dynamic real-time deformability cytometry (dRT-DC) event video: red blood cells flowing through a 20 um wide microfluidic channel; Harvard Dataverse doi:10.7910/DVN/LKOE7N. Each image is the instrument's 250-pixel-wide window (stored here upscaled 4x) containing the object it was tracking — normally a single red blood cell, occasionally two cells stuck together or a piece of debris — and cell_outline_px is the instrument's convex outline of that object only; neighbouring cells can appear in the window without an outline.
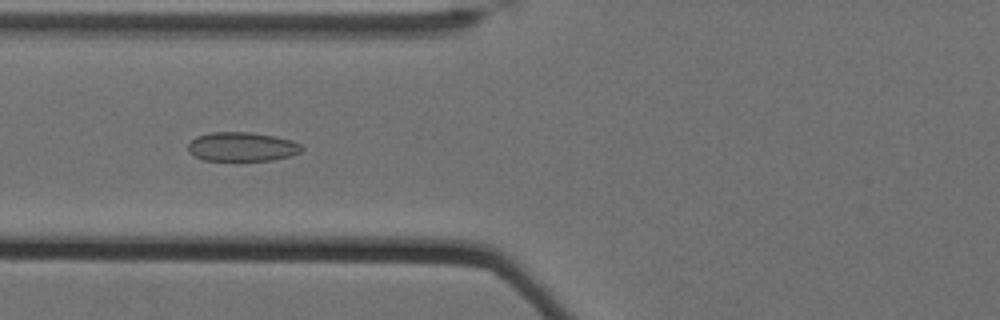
{"species": "Egyptian fruit bat (a non-hibernating species)", "species_latin": "Rousettus aegyptiacus", "temperature_condition": "cold", "stored_images_in_passage": 55, "camera_frame_rate_fps": 3000, "um_per_image_px": 0.085, "animal": {"sex": "female"}, "frame": {"image": 1, "passage_image": 27, "time_ms": 8.667, "image_size_px": [1000, 320], "cell_outline_px": [[304, 148], [300, 152], [292, 156], [272, 160], [204, 160], [188, 152], [188, 144], [196, 136], [212, 132], [248, 132], [272, 136], [292, 140], [300, 144]], "centroid_in_image_um": [20.58, 12.47], "position_along_channel_um": 105.2, "area_um2": 19.19}}
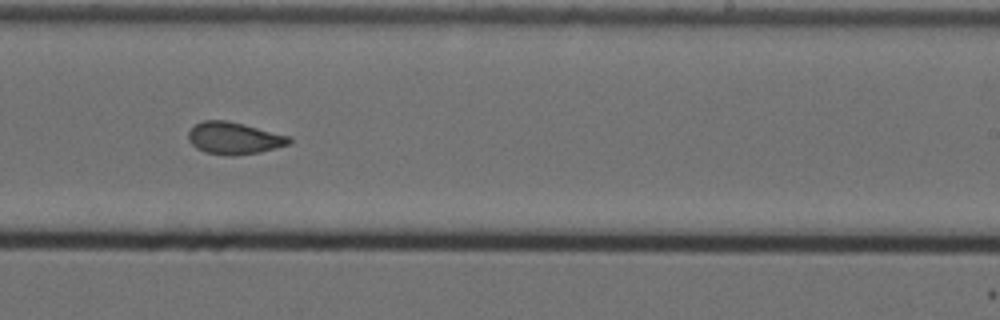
{"frame": {"image": 2, "passage_image": 41, "time_ms": 13.333, "image_size_px": [1000, 320], "cell_outline_px": [[292, 140], [288, 144], [276, 148], [260, 152], [236, 156], [228, 156], [204, 152], [196, 148], [188, 140], [188, 132], [196, 124], [204, 120], [224, 120], [244, 124], [292, 136]], "centroid_in_image_um": [19.91, 11.75], "position_along_channel_um": 269.1, "area_um2": 19.02}}
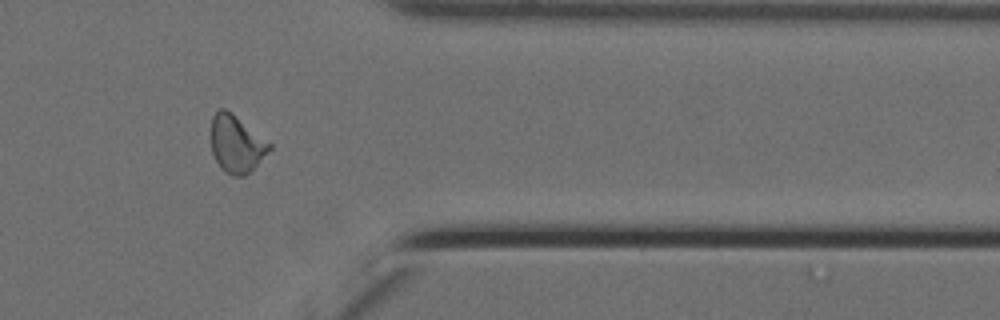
{"frame": {"image": 3, "passage_image": 52, "time_ms": 17.0, "image_size_px": [1000, 320], "cell_outline_px": [[272, 148], [244, 176], [232, 176], [224, 172], [220, 168], [212, 152], [212, 116], [220, 108], [224, 108], [232, 112], [272, 144]], "centroid_in_image_um": [20.09, 12.22], "position_along_channel_um": 391.3, "area_um2": 19.31}, "authors_computed_cell_mechanics": {"area_um2": 19.4208, "velocity_mm_per_s": 3.4999, "shape_relaxation_time_tau1_ms": null, "shape_relaxation_time_tau2_ms": 1.6745, "deformation_change_tau1": null, "deformation_change_tau2": 0.0821}}